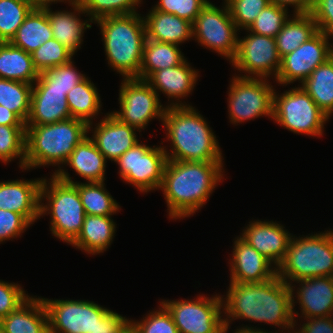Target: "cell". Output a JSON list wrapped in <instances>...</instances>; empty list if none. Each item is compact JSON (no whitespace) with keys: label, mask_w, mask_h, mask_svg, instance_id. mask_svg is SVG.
I'll use <instances>...</instances> for the list:
<instances>
[{"label":"cell","mask_w":333,"mask_h":333,"mask_svg":"<svg viewBox=\"0 0 333 333\" xmlns=\"http://www.w3.org/2000/svg\"><path fill=\"white\" fill-rule=\"evenodd\" d=\"M277 276L291 285L313 277H333V230L292 236L284 260L277 267Z\"/></svg>","instance_id":"8992f818"},{"label":"cell","mask_w":333,"mask_h":333,"mask_svg":"<svg viewBox=\"0 0 333 333\" xmlns=\"http://www.w3.org/2000/svg\"><path fill=\"white\" fill-rule=\"evenodd\" d=\"M0 321L3 333H49V318L42 297L30 296Z\"/></svg>","instance_id":"484cf974"},{"label":"cell","mask_w":333,"mask_h":333,"mask_svg":"<svg viewBox=\"0 0 333 333\" xmlns=\"http://www.w3.org/2000/svg\"><path fill=\"white\" fill-rule=\"evenodd\" d=\"M223 162L167 160L160 189L171 219L194 215L223 181Z\"/></svg>","instance_id":"7a4b0ae2"},{"label":"cell","mask_w":333,"mask_h":333,"mask_svg":"<svg viewBox=\"0 0 333 333\" xmlns=\"http://www.w3.org/2000/svg\"><path fill=\"white\" fill-rule=\"evenodd\" d=\"M270 3L288 9L294 7V14L311 13L313 0H269Z\"/></svg>","instance_id":"816d5d0a"},{"label":"cell","mask_w":333,"mask_h":333,"mask_svg":"<svg viewBox=\"0 0 333 333\" xmlns=\"http://www.w3.org/2000/svg\"><path fill=\"white\" fill-rule=\"evenodd\" d=\"M137 142L115 162L123 181L136 187L141 193L159 190L167 162L164 146L149 147Z\"/></svg>","instance_id":"7c38bea8"},{"label":"cell","mask_w":333,"mask_h":333,"mask_svg":"<svg viewBox=\"0 0 333 333\" xmlns=\"http://www.w3.org/2000/svg\"><path fill=\"white\" fill-rule=\"evenodd\" d=\"M66 91L50 86H33L25 125H47L71 118Z\"/></svg>","instance_id":"cb8c5ba5"},{"label":"cell","mask_w":333,"mask_h":333,"mask_svg":"<svg viewBox=\"0 0 333 333\" xmlns=\"http://www.w3.org/2000/svg\"><path fill=\"white\" fill-rule=\"evenodd\" d=\"M130 320L138 333H179L171 314L161 303L158 310L151 311L141 321Z\"/></svg>","instance_id":"ee69618b"},{"label":"cell","mask_w":333,"mask_h":333,"mask_svg":"<svg viewBox=\"0 0 333 333\" xmlns=\"http://www.w3.org/2000/svg\"><path fill=\"white\" fill-rule=\"evenodd\" d=\"M69 6H72L74 11L60 10L54 12L50 7L43 9L48 15L53 38L75 55L77 50L81 49L85 30L92 27L91 23L93 21L90 19L82 21L80 15L85 14L87 16V14L79 0H71Z\"/></svg>","instance_id":"603a6c76"},{"label":"cell","mask_w":333,"mask_h":333,"mask_svg":"<svg viewBox=\"0 0 333 333\" xmlns=\"http://www.w3.org/2000/svg\"><path fill=\"white\" fill-rule=\"evenodd\" d=\"M130 321L126 317L109 309L97 320L92 333H123L130 325Z\"/></svg>","instance_id":"681fc988"},{"label":"cell","mask_w":333,"mask_h":333,"mask_svg":"<svg viewBox=\"0 0 333 333\" xmlns=\"http://www.w3.org/2000/svg\"><path fill=\"white\" fill-rule=\"evenodd\" d=\"M74 61L39 73L33 86H50V89L66 91V94L86 78L74 67Z\"/></svg>","instance_id":"f35d334b"},{"label":"cell","mask_w":333,"mask_h":333,"mask_svg":"<svg viewBox=\"0 0 333 333\" xmlns=\"http://www.w3.org/2000/svg\"><path fill=\"white\" fill-rule=\"evenodd\" d=\"M97 87L88 77L73 87L66 95L71 118L93 123L100 113L102 103Z\"/></svg>","instance_id":"836d02e7"},{"label":"cell","mask_w":333,"mask_h":333,"mask_svg":"<svg viewBox=\"0 0 333 333\" xmlns=\"http://www.w3.org/2000/svg\"><path fill=\"white\" fill-rule=\"evenodd\" d=\"M295 283L300 284L296 288L297 290L293 286L294 284L289 285L292 294V311L295 326H297L296 317L319 318L333 316V277H313L295 281ZM297 303L301 307V316H298L299 313L294 309Z\"/></svg>","instance_id":"e0dca14e"},{"label":"cell","mask_w":333,"mask_h":333,"mask_svg":"<svg viewBox=\"0 0 333 333\" xmlns=\"http://www.w3.org/2000/svg\"><path fill=\"white\" fill-rule=\"evenodd\" d=\"M30 225L21 214L0 209V244L21 237Z\"/></svg>","instance_id":"7dc6e473"},{"label":"cell","mask_w":333,"mask_h":333,"mask_svg":"<svg viewBox=\"0 0 333 333\" xmlns=\"http://www.w3.org/2000/svg\"><path fill=\"white\" fill-rule=\"evenodd\" d=\"M107 160L89 136L85 137L65 162L88 182H104Z\"/></svg>","instance_id":"f1b7e54d"},{"label":"cell","mask_w":333,"mask_h":333,"mask_svg":"<svg viewBox=\"0 0 333 333\" xmlns=\"http://www.w3.org/2000/svg\"><path fill=\"white\" fill-rule=\"evenodd\" d=\"M95 23L101 29L108 65L123 78H139L147 39L143 15L106 16Z\"/></svg>","instance_id":"277c9868"},{"label":"cell","mask_w":333,"mask_h":333,"mask_svg":"<svg viewBox=\"0 0 333 333\" xmlns=\"http://www.w3.org/2000/svg\"><path fill=\"white\" fill-rule=\"evenodd\" d=\"M123 333H138L134 328L133 326L130 324L125 330Z\"/></svg>","instance_id":"9f6ffc18"},{"label":"cell","mask_w":333,"mask_h":333,"mask_svg":"<svg viewBox=\"0 0 333 333\" xmlns=\"http://www.w3.org/2000/svg\"><path fill=\"white\" fill-rule=\"evenodd\" d=\"M53 38L48 15L44 9H32L20 25L11 43L31 54Z\"/></svg>","instance_id":"4dcf8cb0"},{"label":"cell","mask_w":333,"mask_h":333,"mask_svg":"<svg viewBox=\"0 0 333 333\" xmlns=\"http://www.w3.org/2000/svg\"><path fill=\"white\" fill-rule=\"evenodd\" d=\"M306 320L297 331L293 333H333V316L319 318H303Z\"/></svg>","instance_id":"f907efd6"},{"label":"cell","mask_w":333,"mask_h":333,"mask_svg":"<svg viewBox=\"0 0 333 333\" xmlns=\"http://www.w3.org/2000/svg\"><path fill=\"white\" fill-rule=\"evenodd\" d=\"M25 127V170L58 165L59 168L53 175L61 167L64 168L62 165L75 147L89 135L88 124L76 118L47 125H25Z\"/></svg>","instance_id":"5b68a950"},{"label":"cell","mask_w":333,"mask_h":333,"mask_svg":"<svg viewBox=\"0 0 333 333\" xmlns=\"http://www.w3.org/2000/svg\"><path fill=\"white\" fill-rule=\"evenodd\" d=\"M88 124V133L93 131L90 139L94 142L98 150L104 155L106 160L116 161L128 149L133 147L138 140L137 129L128 124L120 122L111 113L96 123ZM92 129V130H91Z\"/></svg>","instance_id":"ffe728a7"},{"label":"cell","mask_w":333,"mask_h":333,"mask_svg":"<svg viewBox=\"0 0 333 333\" xmlns=\"http://www.w3.org/2000/svg\"><path fill=\"white\" fill-rule=\"evenodd\" d=\"M185 59L181 64L172 68H164L153 72L146 81L157 92H162L169 98L170 104L166 107L191 106L186 104L183 98L187 97L193 91L199 74L195 68ZM176 102H174V100ZM179 100V101H178ZM185 103V104H184Z\"/></svg>","instance_id":"7402d4cb"},{"label":"cell","mask_w":333,"mask_h":333,"mask_svg":"<svg viewBox=\"0 0 333 333\" xmlns=\"http://www.w3.org/2000/svg\"><path fill=\"white\" fill-rule=\"evenodd\" d=\"M209 0H159L154 9L194 22Z\"/></svg>","instance_id":"f6af8a7d"},{"label":"cell","mask_w":333,"mask_h":333,"mask_svg":"<svg viewBox=\"0 0 333 333\" xmlns=\"http://www.w3.org/2000/svg\"><path fill=\"white\" fill-rule=\"evenodd\" d=\"M162 123L171 142V152L164 147L167 160L223 162L213 130L195 107H167Z\"/></svg>","instance_id":"3957f363"},{"label":"cell","mask_w":333,"mask_h":333,"mask_svg":"<svg viewBox=\"0 0 333 333\" xmlns=\"http://www.w3.org/2000/svg\"><path fill=\"white\" fill-rule=\"evenodd\" d=\"M29 297L21 285L0 280V320L16 310Z\"/></svg>","instance_id":"bcb514c9"},{"label":"cell","mask_w":333,"mask_h":333,"mask_svg":"<svg viewBox=\"0 0 333 333\" xmlns=\"http://www.w3.org/2000/svg\"><path fill=\"white\" fill-rule=\"evenodd\" d=\"M228 92V114L232 124H241L260 116L273 119L274 86L269 79L235 75Z\"/></svg>","instance_id":"30bf717a"},{"label":"cell","mask_w":333,"mask_h":333,"mask_svg":"<svg viewBox=\"0 0 333 333\" xmlns=\"http://www.w3.org/2000/svg\"><path fill=\"white\" fill-rule=\"evenodd\" d=\"M49 318V333H92L109 309L88 300L42 298Z\"/></svg>","instance_id":"9a60e30c"},{"label":"cell","mask_w":333,"mask_h":333,"mask_svg":"<svg viewBox=\"0 0 333 333\" xmlns=\"http://www.w3.org/2000/svg\"><path fill=\"white\" fill-rule=\"evenodd\" d=\"M222 297L220 294L212 297L199 294L194 300H163L160 303L171 314L179 333H227L222 317Z\"/></svg>","instance_id":"9c48e42d"},{"label":"cell","mask_w":333,"mask_h":333,"mask_svg":"<svg viewBox=\"0 0 333 333\" xmlns=\"http://www.w3.org/2000/svg\"><path fill=\"white\" fill-rule=\"evenodd\" d=\"M275 37L279 56L295 51L317 32V24L311 13L291 14ZM292 17V18H291Z\"/></svg>","instance_id":"1f68e13d"},{"label":"cell","mask_w":333,"mask_h":333,"mask_svg":"<svg viewBox=\"0 0 333 333\" xmlns=\"http://www.w3.org/2000/svg\"><path fill=\"white\" fill-rule=\"evenodd\" d=\"M0 333H3V328H2L1 321H0Z\"/></svg>","instance_id":"6f0895ef"},{"label":"cell","mask_w":333,"mask_h":333,"mask_svg":"<svg viewBox=\"0 0 333 333\" xmlns=\"http://www.w3.org/2000/svg\"><path fill=\"white\" fill-rule=\"evenodd\" d=\"M26 127L0 125V161L7 164L19 158V167L25 170Z\"/></svg>","instance_id":"8d00e7d4"},{"label":"cell","mask_w":333,"mask_h":333,"mask_svg":"<svg viewBox=\"0 0 333 333\" xmlns=\"http://www.w3.org/2000/svg\"><path fill=\"white\" fill-rule=\"evenodd\" d=\"M47 213L51 216L52 235L70 245L81 232L86 215L78 188L53 174L50 179L43 178L40 190V217Z\"/></svg>","instance_id":"52a82bcc"},{"label":"cell","mask_w":333,"mask_h":333,"mask_svg":"<svg viewBox=\"0 0 333 333\" xmlns=\"http://www.w3.org/2000/svg\"><path fill=\"white\" fill-rule=\"evenodd\" d=\"M328 119L301 86H295L280 95L274 91L272 120L288 131L320 138Z\"/></svg>","instance_id":"ba28073f"},{"label":"cell","mask_w":333,"mask_h":333,"mask_svg":"<svg viewBox=\"0 0 333 333\" xmlns=\"http://www.w3.org/2000/svg\"><path fill=\"white\" fill-rule=\"evenodd\" d=\"M93 22L106 16L127 15L138 12L142 0H79ZM139 5V6H138Z\"/></svg>","instance_id":"60d3db41"},{"label":"cell","mask_w":333,"mask_h":333,"mask_svg":"<svg viewBox=\"0 0 333 333\" xmlns=\"http://www.w3.org/2000/svg\"><path fill=\"white\" fill-rule=\"evenodd\" d=\"M184 60L179 45L146 39L139 79L146 80L153 72L175 67Z\"/></svg>","instance_id":"d6a6232c"},{"label":"cell","mask_w":333,"mask_h":333,"mask_svg":"<svg viewBox=\"0 0 333 333\" xmlns=\"http://www.w3.org/2000/svg\"><path fill=\"white\" fill-rule=\"evenodd\" d=\"M146 38L156 42L180 45L193 39L192 23L153 7L144 17Z\"/></svg>","instance_id":"d4e9b609"},{"label":"cell","mask_w":333,"mask_h":333,"mask_svg":"<svg viewBox=\"0 0 333 333\" xmlns=\"http://www.w3.org/2000/svg\"><path fill=\"white\" fill-rule=\"evenodd\" d=\"M43 178L0 182V209L21 214L31 225L40 218Z\"/></svg>","instance_id":"44dd1931"},{"label":"cell","mask_w":333,"mask_h":333,"mask_svg":"<svg viewBox=\"0 0 333 333\" xmlns=\"http://www.w3.org/2000/svg\"><path fill=\"white\" fill-rule=\"evenodd\" d=\"M311 14L318 31L333 38V0H313Z\"/></svg>","instance_id":"c3c4849f"},{"label":"cell","mask_w":333,"mask_h":333,"mask_svg":"<svg viewBox=\"0 0 333 333\" xmlns=\"http://www.w3.org/2000/svg\"><path fill=\"white\" fill-rule=\"evenodd\" d=\"M230 263V282L261 283L277 275V268L240 235L234 241Z\"/></svg>","instance_id":"ac0fdd59"},{"label":"cell","mask_w":333,"mask_h":333,"mask_svg":"<svg viewBox=\"0 0 333 333\" xmlns=\"http://www.w3.org/2000/svg\"><path fill=\"white\" fill-rule=\"evenodd\" d=\"M32 9L22 0H0V42H11Z\"/></svg>","instance_id":"74e56055"},{"label":"cell","mask_w":333,"mask_h":333,"mask_svg":"<svg viewBox=\"0 0 333 333\" xmlns=\"http://www.w3.org/2000/svg\"><path fill=\"white\" fill-rule=\"evenodd\" d=\"M290 286L277 275L267 282H230L223 299L226 332L230 322L246 319L282 328L293 333L295 319L292 311Z\"/></svg>","instance_id":"6da1fadb"},{"label":"cell","mask_w":333,"mask_h":333,"mask_svg":"<svg viewBox=\"0 0 333 333\" xmlns=\"http://www.w3.org/2000/svg\"><path fill=\"white\" fill-rule=\"evenodd\" d=\"M112 215H85L81 232L70 244L87 254L104 253L115 237L116 223Z\"/></svg>","instance_id":"4316f807"},{"label":"cell","mask_w":333,"mask_h":333,"mask_svg":"<svg viewBox=\"0 0 333 333\" xmlns=\"http://www.w3.org/2000/svg\"><path fill=\"white\" fill-rule=\"evenodd\" d=\"M58 179L72 183L78 188V193L86 215L107 216L119 212L121 207L105 188L104 182H75L65 169L54 174Z\"/></svg>","instance_id":"83f0119b"},{"label":"cell","mask_w":333,"mask_h":333,"mask_svg":"<svg viewBox=\"0 0 333 333\" xmlns=\"http://www.w3.org/2000/svg\"><path fill=\"white\" fill-rule=\"evenodd\" d=\"M288 13L286 8L270 3L247 30L254 34L275 38L289 19Z\"/></svg>","instance_id":"b9f144b4"},{"label":"cell","mask_w":333,"mask_h":333,"mask_svg":"<svg viewBox=\"0 0 333 333\" xmlns=\"http://www.w3.org/2000/svg\"><path fill=\"white\" fill-rule=\"evenodd\" d=\"M159 97L146 80L123 78L118 99L120 110L111 111V114L142 132L152 119L163 121L167 107L161 104Z\"/></svg>","instance_id":"4fadbf2b"},{"label":"cell","mask_w":333,"mask_h":333,"mask_svg":"<svg viewBox=\"0 0 333 333\" xmlns=\"http://www.w3.org/2000/svg\"><path fill=\"white\" fill-rule=\"evenodd\" d=\"M32 62L38 73L69 63L73 54L59 41L52 38L31 53Z\"/></svg>","instance_id":"ab89813d"},{"label":"cell","mask_w":333,"mask_h":333,"mask_svg":"<svg viewBox=\"0 0 333 333\" xmlns=\"http://www.w3.org/2000/svg\"><path fill=\"white\" fill-rule=\"evenodd\" d=\"M38 77L31 54L11 42H0V78L34 84Z\"/></svg>","instance_id":"f546056e"},{"label":"cell","mask_w":333,"mask_h":333,"mask_svg":"<svg viewBox=\"0 0 333 333\" xmlns=\"http://www.w3.org/2000/svg\"><path fill=\"white\" fill-rule=\"evenodd\" d=\"M33 84L0 78V105L14 112L24 123L29 116Z\"/></svg>","instance_id":"d590c367"},{"label":"cell","mask_w":333,"mask_h":333,"mask_svg":"<svg viewBox=\"0 0 333 333\" xmlns=\"http://www.w3.org/2000/svg\"><path fill=\"white\" fill-rule=\"evenodd\" d=\"M28 3L33 9H43L50 7L52 3L57 4L58 2H70L71 0H22Z\"/></svg>","instance_id":"db71d44e"},{"label":"cell","mask_w":333,"mask_h":333,"mask_svg":"<svg viewBox=\"0 0 333 333\" xmlns=\"http://www.w3.org/2000/svg\"><path fill=\"white\" fill-rule=\"evenodd\" d=\"M249 34L244 38L238 37L237 50L234 58L230 61L232 66L246 75L245 78H264L271 76L276 78L280 66L276 39L268 36L254 34L246 29ZM271 75V76H270Z\"/></svg>","instance_id":"5bb4252c"},{"label":"cell","mask_w":333,"mask_h":333,"mask_svg":"<svg viewBox=\"0 0 333 333\" xmlns=\"http://www.w3.org/2000/svg\"><path fill=\"white\" fill-rule=\"evenodd\" d=\"M329 39L330 36L318 31L295 51L283 56L275 81L283 86L295 81L302 84L316 67L333 56V43Z\"/></svg>","instance_id":"2e32d148"},{"label":"cell","mask_w":333,"mask_h":333,"mask_svg":"<svg viewBox=\"0 0 333 333\" xmlns=\"http://www.w3.org/2000/svg\"><path fill=\"white\" fill-rule=\"evenodd\" d=\"M301 87L330 118L333 114V56L316 67Z\"/></svg>","instance_id":"e575fe53"},{"label":"cell","mask_w":333,"mask_h":333,"mask_svg":"<svg viewBox=\"0 0 333 333\" xmlns=\"http://www.w3.org/2000/svg\"><path fill=\"white\" fill-rule=\"evenodd\" d=\"M223 8L209 1L192 23L193 38L202 47L215 51L229 62L234 58L240 32L231 18L226 2Z\"/></svg>","instance_id":"8fae6325"},{"label":"cell","mask_w":333,"mask_h":333,"mask_svg":"<svg viewBox=\"0 0 333 333\" xmlns=\"http://www.w3.org/2000/svg\"><path fill=\"white\" fill-rule=\"evenodd\" d=\"M234 333H274V332H268V330L267 331H263V329H259V328H254V327H252V326H241L240 328H238V329H236L235 331H234ZM275 333H278L277 331L275 332ZM280 333V332H279ZM282 333V332H281ZM284 333H286V332H284Z\"/></svg>","instance_id":"11a10c76"},{"label":"cell","mask_w":333,"mask_h":333,"mask_svg":"<svg viewBox=\"0 0 333 333\" xmlns=\"http://www.w3.org/2000/svg\"><path fill=\"white\" fill-rule=\"evenodd\" d=\"M238 30L248 29L262 10L270 4L269 0H224Z\"/></svg>","instance_id":"7bdbcfd3"},{"label":"cell","mask_w":333,"mask_h":333,"mask_svg":"<svg viewBox=\"0 0 333 333\" xmlns=\"http://www.w3.org/2000/svg\"><path fill=\"white\" fill-rule=\"evenodd\" d=\"M0 125L25 126V123L14 112L0 105Z\"/></svg>","instance_id":"f5cc1de1"},{"label":"cell","mask_w":333,"mask_h":333,"mask_svg":"<svg viewBox=\"0 0 333 333\" xmlns=\"http://www.w3.org/2000/svg\"><path fill=\"white\" fill-rule=\"evenodd\" d=\"M284 228L277 222L253 220L240 236L277 268L284 260L293 236Z\"/></svg>","instance_id":"d6986e66"}]
</instances>
